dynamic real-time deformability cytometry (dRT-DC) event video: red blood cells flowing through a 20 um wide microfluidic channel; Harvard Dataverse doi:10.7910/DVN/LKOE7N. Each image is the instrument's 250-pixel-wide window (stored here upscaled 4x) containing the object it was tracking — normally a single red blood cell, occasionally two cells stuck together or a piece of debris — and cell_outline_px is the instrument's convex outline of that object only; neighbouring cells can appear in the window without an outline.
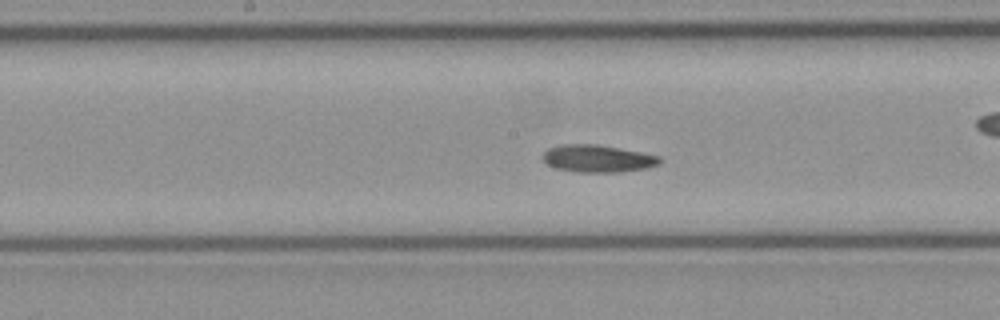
{"species": "common noctule bat (a hibernating species)", "species_latin": "Nyctalus noctula", "temperature_condition": "cold", "stored_images_in_passage": 34, "camera_frame_rate_fps": 3000, "um_per_image_px": 0.085, "animal": {"sex": "female", "body_mass_g": 21.9}, "frame": {"image": 1, "passage_image": 10, "time_ms": 3.0, "image_size_px": [1000, 320], "cell_outline_px": [[660, 164], [644, 168], [620, 172], [576, 172], [556, 168], [548, 164], [540, 156], [548, 148], [560, 144], [596, 144], [620, 148], [660, 156]], "centroid_in_image_um": [50.76, 13.47], "position_along_channel_um": 197.4, "area_um2": 18.61}}